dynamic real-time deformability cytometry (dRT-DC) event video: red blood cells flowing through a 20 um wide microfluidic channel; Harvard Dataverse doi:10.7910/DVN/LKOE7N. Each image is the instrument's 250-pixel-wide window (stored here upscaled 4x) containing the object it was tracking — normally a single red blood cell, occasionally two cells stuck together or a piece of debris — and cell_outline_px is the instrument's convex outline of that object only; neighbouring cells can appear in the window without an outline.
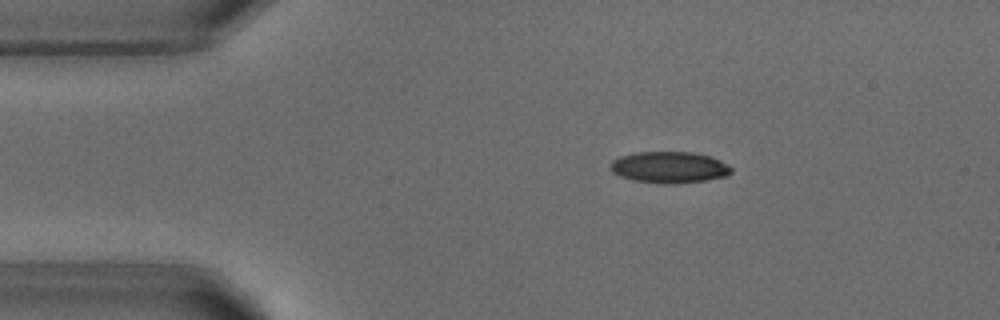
{"species": "common noctule bat (a hibernating species)", "species_latin": "Nyctalus noctula", "temperature_condition": "warm", "stored_images_in_passage": 44, "camera_frame_rate_fps": 3000, "um_per_image_px": 0.085, "animal": {"sex": "male", "body_mass_g": 18.8}, "frame": {"image": 1, "passage_image": 1, "time_ms": 0.0, "image_size_px": [1000, 320], "cell_outline_px": [[732, 172], [728, 176], [704, 180], [676, 184], [664, 184], [632, 180], [620, 176], [612, 172], [608, 168], [612, 160], [620, 156], [636, 152], [692, 152], [708, 156], [720, 160], [728, 164], [732, 168]], "centroid_in_image_um": [56.87, 14.22], "position_along_channel_um": 28.1, "area_um2": 22.31}}
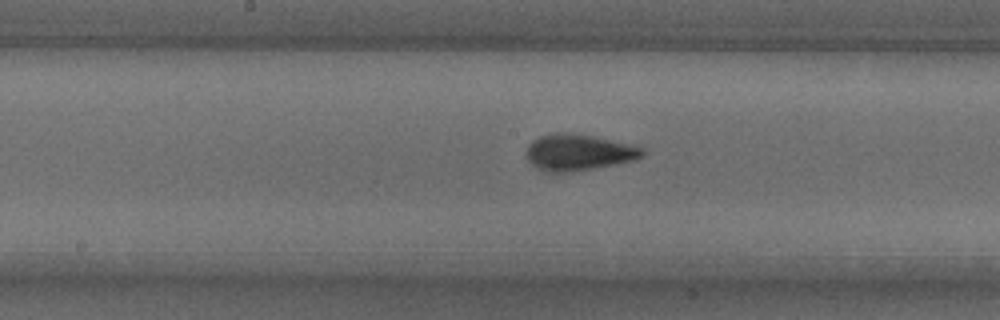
{"frame": {"image": 2, "passage_image": 18, "time_ms": 5.667, "image_size_px": [1000, 320], "cell_outline_px": [[644, 156], [636, 160], [616, 164], [568, 172], [548, 172], [532, 164], [524, 156], [528, 144], [532, 140], [540, 136], [552, 132], [564, 132], [592, 136], [644, 148]], "centroid_in_image_um": [49.13, 12.94], "position_along_channel_um": 199.1, "area_um2": 24.39}}
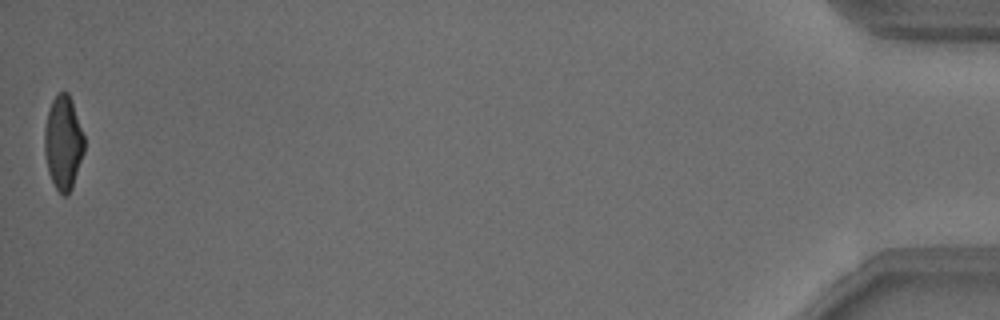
{"frame": {"image": 3, "passage_image": 44, "time_ms": 14.333, "image_size_px": [1000, 320], "cell_outline_px": [[84, 152], [72, 188], [68, 196], [64, 196], [56, 188], [48, 172], [44, 152], [44, 128], [48, 112], [52, 100], [60, 92], [68, 92], [72, 100], [84, 136]], "centroid_in_image_um": [5.37, 12.14], "position_along_channel_um": 429.8, "area_um2": 21.73}, "authors_computed_cell_mechanics": {"area_um2": 23.2067, "velocity_mm_per_s": 3.8326, "shape_relaxation_time_tau1_ms": 4.1057, "shape_relaxation_time_tau2_ms": 1.0518, "deformation_change_tau1": 0.1624, "deformation_change_tau2": 0.0768}}